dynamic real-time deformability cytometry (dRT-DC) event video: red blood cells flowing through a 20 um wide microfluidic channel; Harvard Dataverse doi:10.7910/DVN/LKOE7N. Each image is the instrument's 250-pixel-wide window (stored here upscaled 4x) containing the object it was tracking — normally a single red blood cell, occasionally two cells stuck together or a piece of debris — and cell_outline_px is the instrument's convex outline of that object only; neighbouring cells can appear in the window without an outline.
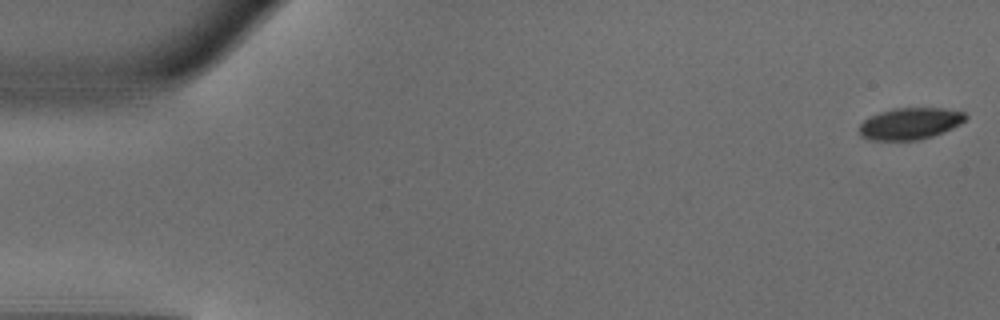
{"species": "common noctule bat (a hibernating species)", "species_latin": "Nyctalus noctula", "temperature_condition": "warm", "stored_images_in_passage": 49, "camera_frame_rate_fps": 3000, "um_per_image_px": 0.085, "animal": {"sex": "male", "body_mass_g": 18.8}, "frame": {"image": 1, "passage_image": 1, "time_ms": 0.0, "image_size_px": [1000, 320], "cell_outline_px": [[968, 116], [960, 124], [944, 132], [920, 140], [868, 140], [860, 136], [860, 124], [864, 120], [880, 112], [892, 108], [944, 108], [964, 112]], "centroid_in_image_um": [77.36, 10.51], "position_along_channel_um": 7.6, "area_um2": 19.65}}
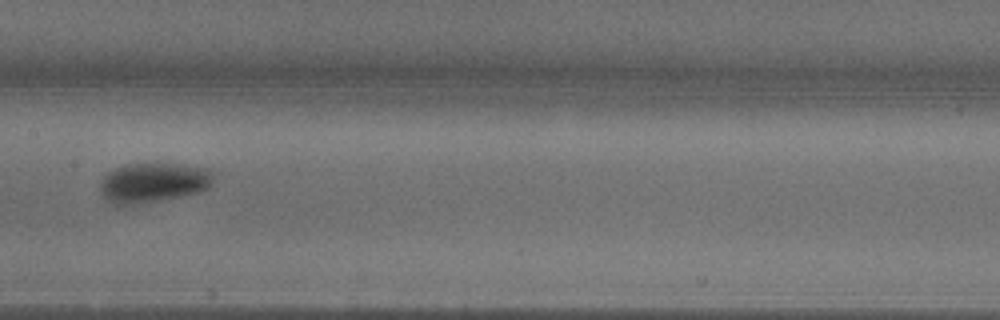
{"frame": {"image": 2, "passage_image": 25, "time_ms": 8.0, "image_size_px": [1000, 320], "cell_outline_px": [[216, 172], [212, 184], [208, 188], [200, 192], [152, 200], [124, 204], [116, 204], [104, 196], [100, 192], [100, 184], [104, 176], [108, 172], [124, 164], [180, 164], [208, 168]], "centroid_in_image_um": [13.09, 15.47], "position_along_channel_um": 194.3, "area_um2": 25.66}}
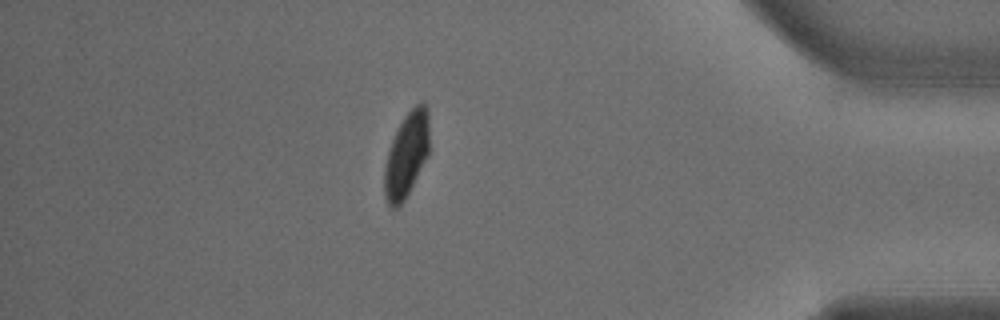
{"frame": {"image": 3, "passage_image": 43, "time_ms": 14.0, "image_size_px": [1000, 320], "cell_outline_px": [[428, 156], [404, 200], [396, 208], [392, 208], [388, 204], [384, 196], [384, 168], [388, 152], [392, 140], [404, 116], [416, 104], [424, 100], [428, 108]], "centroid_in_image_um": [34.55, 13.15], "position_along_channel_um": 400.6, "area_um2": 22.02}, "authors_computed_cell_mechanics": {"area_um2": 23.6402, "velocity_mm_per_s": 4.0829, "shape_relaxation_time_tau1_ms": 2.3822, "shape_relaxation_time_tau2_ms": null, "deformation_change_tau1": 0.1317, "deformation_change_tau2": null}}